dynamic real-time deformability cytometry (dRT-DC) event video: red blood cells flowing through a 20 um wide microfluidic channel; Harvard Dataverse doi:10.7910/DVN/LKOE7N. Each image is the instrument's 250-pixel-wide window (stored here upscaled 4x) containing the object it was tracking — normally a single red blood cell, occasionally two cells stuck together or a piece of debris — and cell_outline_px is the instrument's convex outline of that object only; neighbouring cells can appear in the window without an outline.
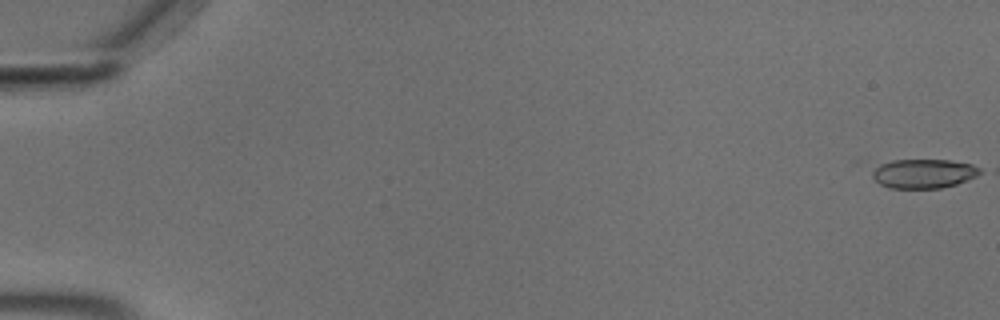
{"species": "common noctule bat (a hibernating species)", "species_latin": "Nyctalus noctula", "temperature_condition": "cold", "stored_images_in_passage": 15, "camera_frame_rate_fps": 3000, "um_per_image_px": 0.085, "animal": {"sex": "male", "body_mass_g": 18.8}, "frame": {"image": 1, "passage_image": 1, "time_ms": 0.0, "image_size_px": [1000, 320], "cell_outline_px": [[984, 172], [968, 180], [956, 184], [940, 188], [888, 188], [880, 184], [872, 176], [872, 168], [880, 164], [892, 160], [948, 160], [972, 164], [980, 168]], "centroid_in_image_um": [78.51, 14.75], "position_along_channel_um": 6.5, "area_um2": 18.44}}
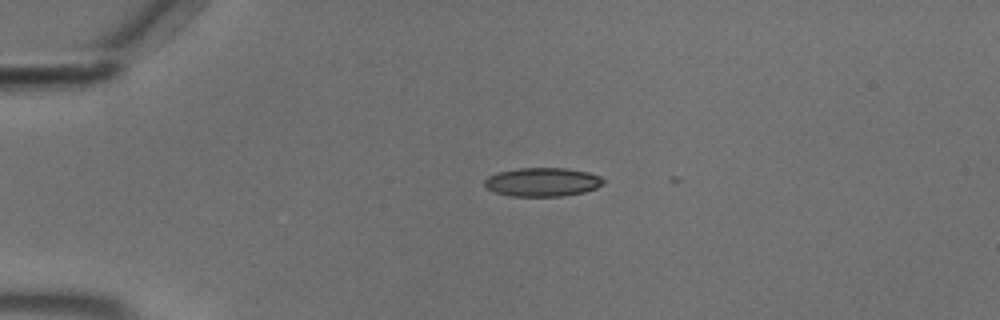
{"frame": {"image": 2, "passage_image": 14, "time_ms": 4.333, "image_size_px": [1000, 320], "cell_outline_px": [[604, 184], [596, 188], [584, 192], [564, 196], [512, 196], [496, 192], [488, 188], [484, 184], [484, 180], [488, 176], [500, 172], [520, 168], [568, 168], [588, 172], [600, 176], [604, 180]], "centroid_in_image_um": [46.15, 15.47], "position_along_channel_um": 38.9, "area_um2": 19.83}}